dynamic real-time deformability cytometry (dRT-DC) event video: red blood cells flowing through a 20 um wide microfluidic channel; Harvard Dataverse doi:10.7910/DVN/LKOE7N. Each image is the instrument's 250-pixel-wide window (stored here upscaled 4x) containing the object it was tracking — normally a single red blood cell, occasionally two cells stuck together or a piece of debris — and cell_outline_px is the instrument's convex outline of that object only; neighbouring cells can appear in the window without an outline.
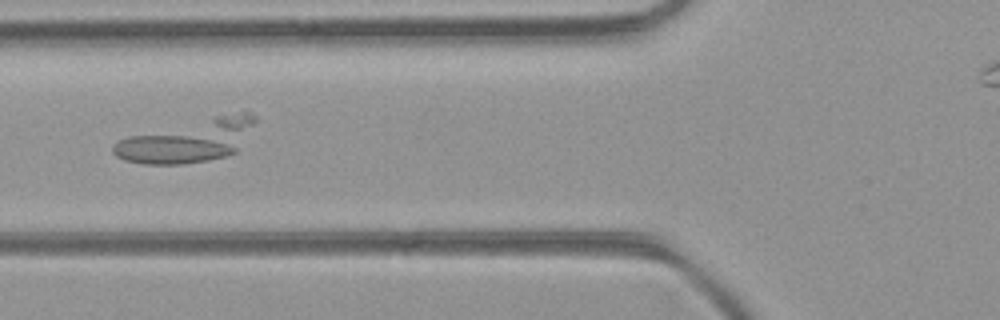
{"species": "common noctule bat (a hibernating species)", "species_latin": "Nyctalus noctula", "temperature_condition": "room temperature", "stored_images_in_passage": 7, "segment_of_instrument_passage": [1, 2], "camera_frame_rate_fps": 3000, "um_per_image_px": 0.085, "animal": {"sex": "female", "body_mass_g": 21.9}, "frame": {"image": 1, "passage_image": 6, "time_ms": 1.667, "image_size_px": [1000, 320], "cell_outline_px": [[256, 120], [236, 152], [224, 156], [208, 160], [184, 164], [144, 164], [124, 160], [116, 156], [112, 152], [112, 144], [128, 136], [212, 116], [240, 112], [252, 112], [256, 116]], "centroid_in_image_um": [15.94, 11.96], "position_along_channel_um": 109.9, "area_um2": 35.03}}